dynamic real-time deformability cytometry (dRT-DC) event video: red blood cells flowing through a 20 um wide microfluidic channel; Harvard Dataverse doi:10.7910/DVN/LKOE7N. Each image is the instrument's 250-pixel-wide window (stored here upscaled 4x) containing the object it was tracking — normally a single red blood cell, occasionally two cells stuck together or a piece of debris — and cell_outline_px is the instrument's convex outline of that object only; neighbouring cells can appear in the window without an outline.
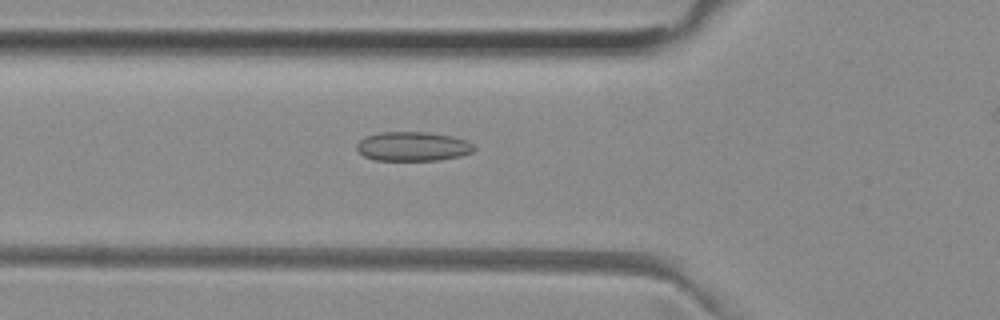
{"species": "common noctule bat (a hibernating species)", "species_latin": "Nyctalus noctula", "temperature_condition": "room temperature", "stored_images_in_passage": 45, "camera_frame_rate_fps": 3000, "um_per_image_px": 0.085, "animal": {"sex": "female", "body_mass_g": 29.2, "forearm_length_mm": 56.3}, "frame": {"image": 1, "passage_image": 18, "time_ms": 5.667, "image_size_px": [1000, 320], "cell_outline_px": [[476, 148], [472, 152], [460, 156], [440, 160], [372, 160], [364, 156], [356, 148], [356, 144], [364, 136], [380, 132], [428, 132], [452, 136], [468, 140]], "centroid_in_image_um": [35.09, 12.44], "position_along_channel_um": 90.7, "area_um2": 20.17}}
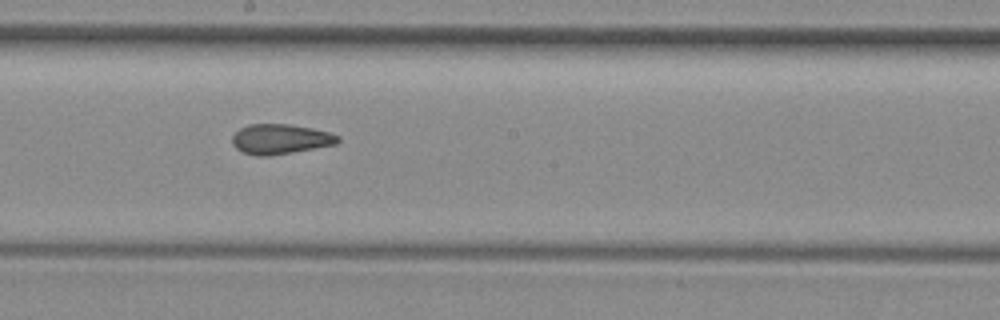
{"frame": {"image": 2, "passage_image": 28, "time_ms": 9.0, "image_size_px": [1000, 320], "cell_outline_px": [[340, 140], [336, 144], [292, 152], [268, 156], [256, 156], [244, 152], [236, 148], [232, 144], [232, 136], [240, 128], [248, 124], [288, 124], [312, 128], [328, 132], [340, 136]], "centroid_in_image_um": [23.81, 11.82], "position_along_channel_um": 224.4, "area_um2": 18.38}}
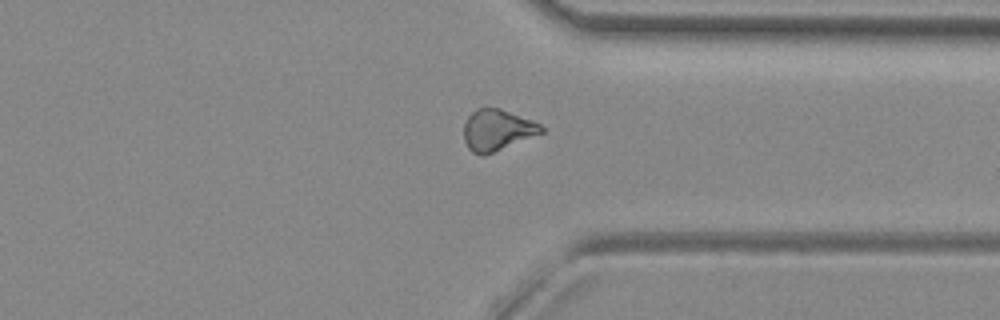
{"frame": {"image": 3, "passage_image": 39, "time_ms": 12.667, "image_size_px": [1000, 320], "cell_outline_px": [[544, 132], [484, 156], [480, 156], [472, 152], [468, 148], [464, 140], [464, 124], [468, 116], [476, 108], [500, 108], [532, 120], [540, 124], [544, 128]], "centroid_in_image_um": [42.24, 11.06], "position_along_channel_um": 369.2, "area_um2": 18.61}}